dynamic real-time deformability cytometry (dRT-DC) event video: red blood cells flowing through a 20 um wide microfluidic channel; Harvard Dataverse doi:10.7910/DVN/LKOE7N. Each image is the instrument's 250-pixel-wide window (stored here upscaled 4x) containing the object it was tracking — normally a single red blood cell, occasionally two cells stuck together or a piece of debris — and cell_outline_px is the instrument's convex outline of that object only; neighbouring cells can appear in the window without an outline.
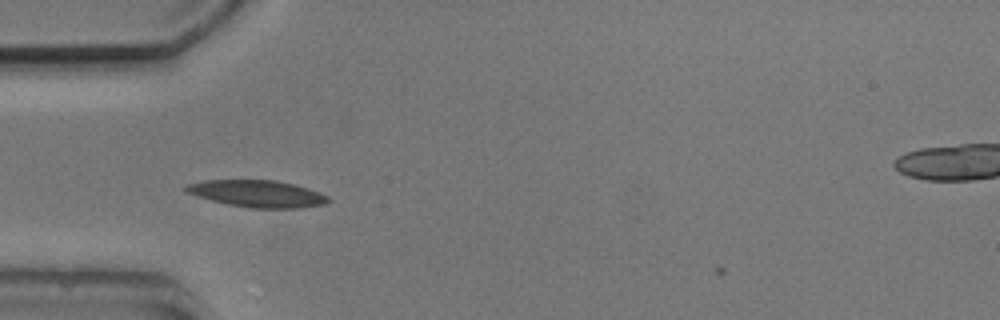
{"species": "common noctule bat (a hibernating species)", "species_latin": "Nyctalus noctula", "temperature_condition": "cold", "stored_images_in_passage": 2, "camera_frame_rate_fps": 3000, "um_per_image_px": 0.085, "animal": {"sex": "male", "body_mass_g": 20.5, "forearm_length_mm": 52.5}, "frame": {"image": 1, "passage_image": 1, "time_ms": 0.0, "image_size_px": [1000, 320], "cell_outline_px": [[332, 200], [324, 204], [300, 208], [252, 208], [228, 204], [196, 196], [188, 192], [184, 188], [188, 184], [204, 180], [276, 180], [308, 188], [320, 192], [328, 196]], "centroid_in_image_um": [21.91, 16.46], "position_along_channel_um": 63.1, "area_um2": 22.2}}